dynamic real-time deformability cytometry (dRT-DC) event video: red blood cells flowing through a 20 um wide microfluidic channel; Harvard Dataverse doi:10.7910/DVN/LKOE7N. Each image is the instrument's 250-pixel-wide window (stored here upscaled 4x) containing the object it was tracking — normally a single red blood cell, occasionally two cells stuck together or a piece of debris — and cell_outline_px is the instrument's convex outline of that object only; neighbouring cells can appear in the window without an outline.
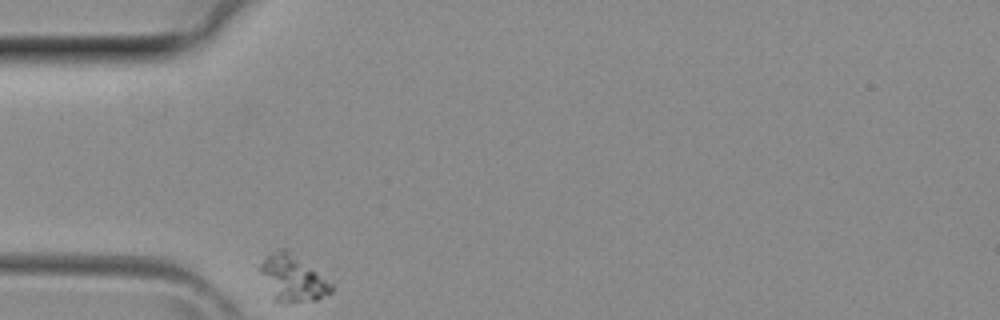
{"species": "common noctule bat (a hibernating species)", "species_latin": "Nyctalus noctula", "temperature_condition": "room temperature", "stored_images_in_passage": 25, "camera_frame_rate_fps": 3000, "um_per_image_px": 0.085, "animal": {"sex": "female", "body_mass_g": 29.2, "forearm_length_mm": 56.3}, "frame": {"image": 1, "passage_image": 1, "time_ms": 0.0, "image_size_px": [1000, 320], "cell_outline_px": [[332, 292], [316, 300], [284, 304], [272, 300], [256, 268], [268, 252], [280, 248], [288, 248], [332, 284]], "centroid_in_image_um": [24.77, 23.64], "position_along_channel_um": 60.2, "area_um2": 19.94}}
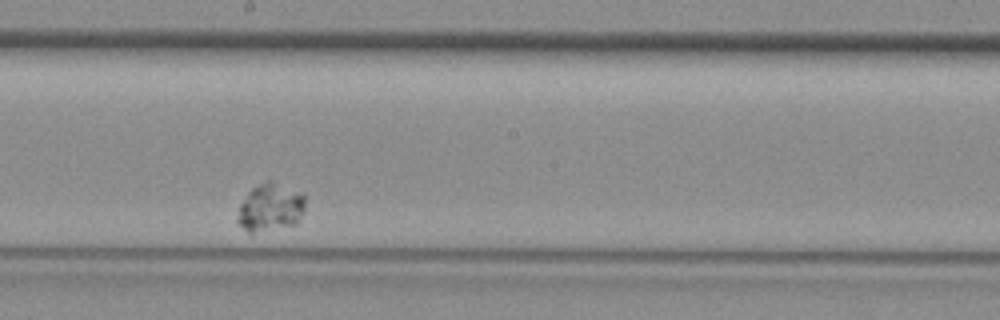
{"frame": {"image": 2, "passage_image": 14, "time_ms": 4.333, "image_size_px": [1000, 320], "cell_outline_px": [[304, 212], [300, 220], [296, 224], [252, 232], [248, 232], [236, 220], [240, 204], [248, 192], [252, 188], [268, 180], [272, 180], [304, 192]], "centroid_in_image_um": [23.02, 17.59], "position_along_channel_um": 225.2, "area_um2": 18.9}}
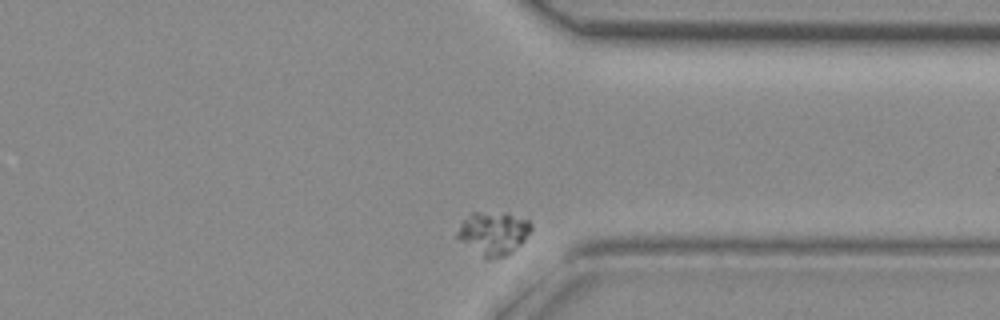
{"frame": {"image": 3, "passage_image": 24, "time_ms": 7.667, "image_size_px": [1000, 320], "cell_outline_px": [[532, 228], [524, 240], [512, 252], [504, 256], [488, 260], [484, 260], [456, 236], [456, 232], [460, 224], [472, 212], [508, 212], [528, 220], [532, 224]], "centroid_in_image_um": [41.94, 19.82], "position_along_channel_um": 369.5, "area_um2": 18.79}}